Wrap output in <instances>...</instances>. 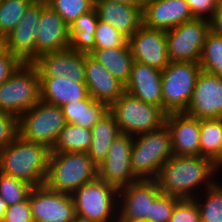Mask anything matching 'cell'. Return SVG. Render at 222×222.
Here are the masks:
<instances>
[{"mask_svg":"<svg viewBox=\"0 0 222 222\" xmlns=\"http://www.w3.org/2000/svg\"><path fill=\"white\" fill-rule=\"evenodd\" d=\"M142 17L145 26L165 31L194 19L185 0H146Z\"/></svg>","mask_w":222,"mask_h":222,"instance_id":"ffe728a7","label":"cell"},{"mask_svg":"<svg viewBox=\"0 0 222 222\" xmlns=\"http://www.w3.org/2000/svg\"><path fill=\"white\" fill-rule=\"evenodd\" d=\"M210 29L216 35L222 36V0H219L214 15L210 20Z\"/></svg>","mask_w":222,"mask_h":222,"instance_id":"7bdbcfd3","label":"cell"},{"mask_svg":"<svg viewBox=\"0 0 222 222\" xmlns=\"http://www.w3.org/2000/svg\"><path fill=\"white\" fill-rule=\"evenodd\" d=\"M219 171L210 158L173 155L161 167L156 181L163 194L178 199H194L196 193L203 192L202 186L206 190L218 181L215 174Z\"/></svg>","mask_w":222,"mask_h":222,"instance_id":"6da1fadb","label":"cell"},{"mask_svg":"<svg viewBox=\"0 0 222 222\" xmlns=\"http://www.w3.org/2000/svg\"><path fill=\"white\" fill-rule=\"evenodd\" d=\"M73 222H95V221H91L89 219H85V218H82V217L76 215Z\"/></svg>","mask_w":222,"mask_h":222,"instance_id":"7dc6e473","label":"cell"},{"mask_svg":"<svg viewBox=\"0 0 222 222\" xmlns=\"http://www.w3.org/2000/svg\"><path fill=\"white\" fill-rule=\"evenodd\" d=\"M185 113L197 119L222 118V77L201 70Z\"/></svg>","mask_w":222,"mask_h":222,"instance_id":"2e32d148","label":"cell"},{"mask_svg":"<svg viewBox=\"0 0 222 222\" xmlns=\"http://www.w3.org/2000/svg\"><path fill=\"white\" fill-rule=\"evenodd\" d=\"M222 118L200 119V156L214 160L220 153Z\"/></svg>","mask_w":222,"mask_h":222,"instance_id":"f546056e","label":"cell"},{"mask_svg":"<svg viewBox=\"0 0 222 222\" xmlns=\"http://www.w3.org/2000/svg\"><path fill=\"white\" fill-rule=\"evenodd\" d=\"M98 177L97 165L87 153L51 152L45 185L56 192L72 194Z\"/></svg>","mask_w":222,"mask_h":222,"instance_id":"3957f363","label":"cell"},{"mask_svg":"<svg viewBox=\"0 0 222 222\" xmlns=\"http://www.w3.org/2000/svg\"><path fill=\"white\" fill-rule=\"evenodd\" d=\"M67 123L92 129L109 107L96 100H80L61 107Z\"/></svg>","mask_w":222,"mask_h":222,"instance_id":"83f0119b","label":"cell"},{"mask_svg":"<svg viewBox=\"0 0 222 222\" xmlns=\"http://www.w3.org/2000/svg\"><path fill=\"white\" fill-rule=\"evenodd\" d=\"M29 203L34 222H73L76 216L71 194L53 191L46 185L32 188Z\"/></svg>","mask_w":222,"mask_h":222,"instance_id":"4fadbf2b","label":"cell"},{"mask_svg":"<svg viewBox=\"0 0 222 222\" xmlns=\"http://www.w3.org/2000/svg\"><path fill=\"white\" fill-rule=\"evenodd\" d=\"M114 1H117L121 4L134 6L137 8H144V4L146 2V0H114Z\"/></svg>","mask_w":222,"mask_h":222,"instance_id":"ee69618b","label":"cell"},{"mask_svg":"<svg viewBox=\"0 0 222 222\" xmlns=\"http://www.w3.org/2000/svg\"><path fill=\"white\" fill-rule=\"evenodd\" d=\"M134 61L163 71L168 57L166 31L149 28L142 24L128 40Z\"/></svg>","mask_w":222,"mask_h":222,"instance_id":"9a60e30c","label":"cell"},{"mask_svg":"<svg viewBox=\"0 0 222 222\" xmlns=\"http://www.w3.org/2000/svg\"><path fill=\"white\" fill-rule=\"evenodd\" d=\"M172 156L171 136L165 124L158 130L133 136L131 170L138 180H156Z\"/></svg>","mask_w":222,"mask_h":222,"instance_id":"277c9868","label":"cell"},{"mask_svg":"<svg viewBox=\"0 0 222 222\" xmlns=\"http://www.w3.org/2000/svg\"><path fill=\"white\" fill-rule=\"evenodd\" d=\"M171 136L173 155L200 156V119L185 112L168 113L165 118Z\"/></svg>","mask_w":222,"mask_h":222,"instance_id":"d6986e66","label":"cell"},{"mask_svg":"<svg viewBox=\"0 0 222 222\" xmlns=\"http://www.w3.org/2000/svg\"><path fill=\"white\" fill-rule=\"evenodd\" d=\"M18 135V117L0 111V151Z\"/></svg>","mask_w":222,"mask_h":222,"instance_id":"f35d334b","label":"cell"},{"mask_svg":"<svg viewBox=\"0 0 222 222\" xmlns=\"http://www.w3.org/2000/svg\"><path fill=\"white\" fill-rule=\"evenodd\" d=\"M92 142L91 129L67 123L60 132L51 152L87 153Z\"/></svg>","mask_w":222,"mask_h":222,"instance_id":"f1b7e54d","label":"cell"},{"mask_svg":"<svg viewBox=\"0 0 222 222\" xmlns=\"http://www.w3.org/2000/svg\"><path fill=\"white\" fill-rule=\"evenodd\" d=\"M194 16L198 19L211 20L219 0H185Z\"/></svg>","mask_w":222,"mask_h":222,"instance_id":"b9f144b4","label":"cell"},{"mask_svg":"<svg viewBox=\"0 0 222 222\" xmlns=\"http://www.w3.org/2000/svg\"><path fill=\"white\" fill-rule=\"evenodd\" d=\"M210 31V21L198 18L166 30L170 62L199 63L203 45Z\"/></svg>","mask_w":222,"mask_h":222,"instance_id":"30bf717a","label":"cell"},{"mask_svg":"<svg viewBox=\"0 0 222 222\" xmlns=\"http://www.w3.org/2000/svg\"><path fill=\"white\" fill-rule=\"evenodd\" d=\"M36 36V59L46 53L69 48V26L46 0H41V17Z\"/></svg>","mask_w":222,"mask_h":222,"instance_id":"ac0fdd59","label":"cell"},{"mask_svg":"<svg viewBox=\"0 0 222 222\" xmlns=\"http://www.w3.org/2000/svg\"><path fill=\"white\" fill-rule=\"evenodd\" d=\"M125 91L162 109V71L134 61Z\"/></svg>","mask_w":222,"mask_h":222,"instance_id":"7402d4cb","label":"cell"},{"mask_svg":"<svg viewBox=\"0 0 222 222\" xmlns=\"http://www.w3.org/2000/svg\"><path fill=\"white\" fill-rule=\"evenodd\" d=\"M40 78H68L75 82H85L86 54L64 49L46 53L35 59Z\"/></svg>","mask_w":222,"mask_h":222,"instance_id":"e0dca14e","label":"cell"},{"mask_svg":"<svg viewBox=\"0 0 222 222\" xmlns=\"http://www.w3.org/2000/svg\"><path fill=\"white\" fill-rule=\"evenodd\" d=\"M40 100L62 107L80 100H93L85 82L68 78H40Z\"/></svg>","mask_w":222,"mask_h":222,"instance_id":"cb8c5ba5","label":"cell"},{"mask_svg":"<svg viewBox=\"0 0 222 222\" xmlns=\"http://www.w3.org/2000/svg\"><path fill=\"white\" fill-rule=\"evenodd\" d=\"M91 132L92 142L87 154L98 166L107 157L112 142L121 132L110 111L98 120Z\"/></svg>","mask_w":222,"mask_h":222,"instance_id":"d4e9b609","label":"cell"},{"mask_svg":"<svg viewBox=\"0 0 222 222\" xmlns=\"http://www.w3.org/2000/svg\"><path fill=\"white\" fill-rule=\"evenodd\" d=\"M199 65L203 71L222 77V36L212 31L207 34Z\"/></svg>","mask_w":222,"mask_h":222,"instance_id":"1f68e13d","label":"cell"},{"mask_svg":"<svg viewBox=\"0 0 222 222\" xmlns=\"http://www.w3.org/2000/svg\"><path fill=\"white\" fill-rule=\"evenodd\" d=\"M22 64L23 62L17 56L4 48L0 52V85L10 78Z\"/></svg>","mask_w":222,"mask_h":222,"instance_id":"60d3db41","label":"cell"},{"mask_svg":"<svg viewBox=\"0 0 222 222\" xmlns=\"http://www.w3.org/2000/svg\"><path fill=\"white\" fill-rule=\"evenodd\" d=\"M98 20L109 23L128 40L143 24V8L121 4L114 0H94Z\"/></svg>","mask_w":222,"mask_h":222,"instance_id":"603a6c76","label":"cell"},{"mask_svg":"<svg viewBox=\"0 0 222 222\" xmlns=\"http://www.w3.org/2000/svg\"><path fill=\"white\" fill-rule=\"evenodd\" d=\"M98 22L95 9L80 15L69 25V48L80 53L90 54L94 50V34Z\"/></svg>","mask_w":222,"mask_h":222,"instance_id":"4316f807","label":"cell"},{"mask_svg":"<svg viewBox=\"0 0 222 222\" xmlns=\"http://www.w3.org/2000/svg\"><path fill=\"white\" fill-rule=\"evenodd\" d=\"M161 193L156 180H138L118 189V222H149L151 203Z\"/></svg>","mask_w":222,"mask_h":222,"instance_id":"8fae6325","label":"cell"},{"mask_svg":"<svg viewBox=\"0 0 222 222\" xmlns=\"http://www.w3.org/2000/svg\"><path fill=\"white\" fill-rule=\"evenodd\" d=\"M33 0H0V37L5 39L17 26Z\"/></svg>","mask_w":222,"mask_h":222,"instance_id":"d6a6232c","label":"cell"},{"mask_svg":"<svg viewBox=\"0 0 222 222\" xmlns=\"http://www.w3.org/2000/svg\"><path fill=\"white\" fill-rule=\"evenodd\" d=\"M32 188L27 182L0 172V196L7 206L25 201Z\"/></svg>","mask_w":222,"mask_h":222,"instance_id":"836d02e7","label":"cell"},{"mask_svg":"<svg viewBox=\"0 0 222 222\" xmlns=\"http://www.w3.org/2000/svg\"><path fill=\"white\" fill-rule=\"evenodd\" d=\"M133 136L119 134L112 142L107 157L97 166L98 178L120 189L138 181L131 170Z\"/></svg>","mask_w":222,"mask_h":222,"instance_id":"7c38bea8","label":"cell"},{"mask_svg":"<svg viewBox=\"0 0 222 222\" xmlns=\"http://www.w3.org/2000/svg\"><path fill=\"white\" fill-rule=\"evenodd\" d=\"M201 70L199 63L169 62L162 71V110L166 114L186 111Z\"/></svg>","mask_w":222,"mask_h":222,"instance_id":"9c48e42d","label":"cell"},{"mask_svg":"<svg viewBox=\"0 0 222 222\" xmlns=\"http://www.w3.org/2000/svg\"><path fill=\"white\" fill-rule=\"evenodd\" d=\"M7 204L6 202L2 199V197L0 196V222L3 221L5 212L7 210Z\"/></svg>","mask_w":222,"mask_h":222,"instance_id":"f6af8a7d","label":"cell"},{"mask_svg":"<svg viewBox=\"0 0 222 222\" xmlns=\"http://www.w3.org/2000/svg\"><path fill=\"white\" fill-rule=\"evenodd\" d=\"M4 49V39L0 37V52Z\"/></svg>","mask_w":222,"mask_h":222,"instance_id":"c3c4849f","label":"cell"},{"mask_svg":"<svg viewBox=\"0 0 222 222\" xmlns=\"http://www.w3.org/2000/svg\"><path fill=\"white\" fill-rule=\"evenodd\" d=\"M180 199L161 193L152 203L149 222H169L175 204Z\"/></svg>","mask_w":222,"mask_h":222,"instance_id":"8d00e7d4","label":"cell"},{"mask_svg":"<svg viewBox=\"0 0 222 222\" xmlns=\"http://www.w3.org/2000/svg\"><path fill=\"white\" fill-rule=\"evenodd\" d=\"M50 153L47 146L29 142L18 135L0 151V172L33 187L45 185Z\"/></svg>","mask_w":222,"mask_h":222,"instance_id":"7a4b0ae2","label":"cell"},{"mask_svg":"<svg viewBox=\"0 0 222 222\" xmlns=\"http://www.w3.org/2000/svg\"><path fill=\"white\" fill-rule=\"evenodd\" d=\"M169 222H201L194 199H180L174 206Z\"/></svg>","mask_w":222,"mask_h":222,"instance_id":"74e56055","label":"cell"},{"mask_svg":"<svg viewBox=\"0 0 222 222\" xmlns=\"http://www.w3.org/2000/svg\"><path fill=\"white\" fill-rule=\"evenodd\" d=\"M41 17V0H33L17 26L4 39V48L23 63L36 59V36Z\"/></svg>","mask_w":222,"mask_h":222,"instance_id":"5bb4252c","label":"cell"},{"mask_svg":"<svg viewBox=\"0 0 222 222\" xmlns=\"http://www.w3.org/2000/svg\"><path fill=\"white\" fill-rule=\"evenodd\" d=\"M94 49L119 48L128 44V39L109 23L98 20L94 34Z\"/></svg>","mask_w":222,"mask_h":222,"instance_id":"d590c367","label":"cell"},{"mask_svg":"<svg viewBox=\"0 0 222 222\" xmlns=\"http://www.w3.org/2000/svg\"><path fill=\"white\" fill-rule=\"evenodd\" d=\"M66 124L62 108L42 100L18 117L19 136L50 149Z\"/></svg>","mask_w":222,"mask_h":222,"instance_id":"ba28073f","label":"cell"},{"mask_svg":"<svg viewBox=\"0 0 222 222\" xmlns=\"http://www.w3.org/2000/svg\"><path fill=\"white\" fill-rule=\"evenodd\" d=\"M46 3L62 17L68 26L80 15L94 9V0H46Z\"/></svg>","mask_w":222,"mask_h":222,"instance_id":"e575fe53","label":"cell"},{"mask_svg":"<svg viewBox=\"0 0 222 222\" xmlns=\"http://www.w3.org/2000/svg\"><path fill=\"white\" fill-rule=\"evenodd\" d=\"M204 192L205 196L200 193L194 198L200 212L201 222H222V182L217 181Z\"/></svg>","mask_w":222,"mask_h":222,"instance_id":"4dcf8cb0","label":"cell"},{"mask_svg":"<svg viewBox=\"0 0 222 222\" xmlns=\"http://www.w3.org/2000/svg\"><path fill=\"white\" fill-rule=\"evenodd\" d=\"M219 169L222 171V140L219 155L213 160Z\"/></svg>","mask_w":222,"mask_h":222,"instance_id":"bcb514c9","label":"cell"},{"mask_svg":"<svg viewBox=\"0 0 222 222\" xmlns=\"http://www.w3.org/2000/svg\"><path fill=\"white\" fill-rule=\"evenodd\" d=\"M2 222H34L29 197L25 201L8 206Z\"/></svg>","mask_w":222,"mask_h":222,"instance_id":"ab89813d","label":"cell"},{"mask_svg":"<svg viewBox=\"0 0 222 222\" xmlns=\"http://www.w3.org/2000/svg\"><path fill=\"white\" fill-rule=\"evenodd\" d=\"M119 130L136 136L155 131L165 124L166 113L155 105L145 103L126 91L110 107Z\"/></svg>","mask_w":222,"mask_h":222,"instance_id":"8992f818","label":"cell"},{"mask_svg":"<svg viewBox=\"0 0 222 222\" xmlns=\"http://www.w3.org/2000/svg\"><path fill=\"white\" fill-rule=\"evenodd\" d=\"M77 216L95 222H118V189L98 177L71 194Z\"/></svg>","mask_w":222,"mask_h":222,"instance_id":"5b68a950","label":"cell"},{"mask_svg":"<svg viewBox=\"0 0 222 222\" xmlns=\"http://www.w3.org/2000/svg\"><path fill=\"white\" fill-rule=\"evenodd\" d=\"M90 55L100 62L117 80L127 84L134 62L130 46L119 48L94 49Z\"/></svg>","mask_w":222,"mask_h":222,"instance_id":"484cf974","label":"cell"},{"mask_svg":"<svg viewBox=\"0 0 222 222\" xmlns=\"http://www.w3.org/2000/svg\"><path fill=\"white\" fill-rule=\"evenodd\" d=\"M85 84L89 95L108 107L125 92V85L90 54H86Z\"/></svg>","mask_w":222,"mask_h":222,"instance_id":"44dd1931","label":"cell"},{"mask_svg":"<svg viewBox=\"0 0 222 222\" xmlns=\"http://www.w3.org/2000/svg\"><path fill=\"white\" fill-rule=\"evenodd\" d=\"M40 101V76L32 63H23L0 85V111L19 117Z\"/></svg>","mask_w":222,"mask_h":222,"instance_id":"52a82bcc","label":"cell"}]
</instances>
